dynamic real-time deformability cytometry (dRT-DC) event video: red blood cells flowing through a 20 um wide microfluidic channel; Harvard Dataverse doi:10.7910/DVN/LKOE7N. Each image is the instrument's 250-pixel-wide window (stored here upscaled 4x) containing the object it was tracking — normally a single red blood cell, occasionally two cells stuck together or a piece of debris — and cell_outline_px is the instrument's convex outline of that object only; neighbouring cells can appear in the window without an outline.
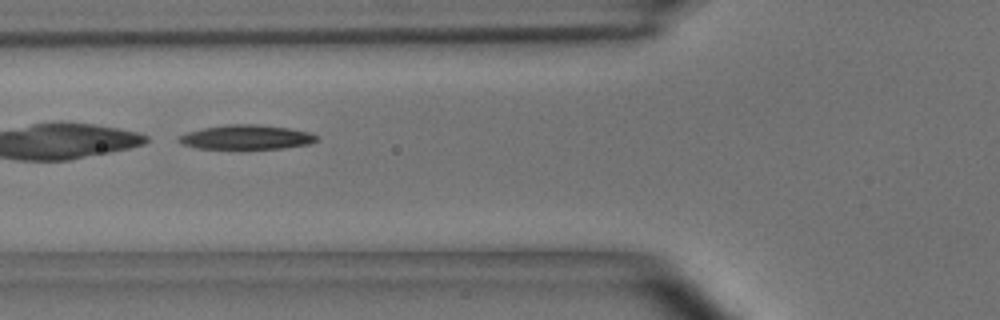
{"species": "common noctule bat (a hibernating species)", "species_latin": "Nyctalus noctula", "temperature_condition": "room temperature", "stored_images_in_passage": 44, "camera_frame_rate_fps": 3000, "um_per_image_px": 0.085, "animal": {"sex": "male", "body_mass_g": 15.6}, "frame": {"image": 1, "passage_image": 11, "time_ms": 3.333, "image_size_px": [1000, 320], "cell_outline_px": [[320, 140], [308, 144], [284, 148], [196, 148], [180, 144], [176, 140], [180, 136], [188, 132], [204, 128], [228, 124], [256, 124], [288, 128], [312, 132]], "centroid_in_image_um": [20.96, 11.65], "position_along_channel_um": 104.8, "area_um2": 19.48}, "authors_computed_cell_mechanics": {"area_um2": 20.3745, "velocity_mm_per_s": 3.6142, "shape_relaxation_time_tau1_ms": 7.1555, "shape_relaxation_time_tau2_ms": null, "deformation_change_tau1": 0.1992, "deformation_change_tau2": null}}